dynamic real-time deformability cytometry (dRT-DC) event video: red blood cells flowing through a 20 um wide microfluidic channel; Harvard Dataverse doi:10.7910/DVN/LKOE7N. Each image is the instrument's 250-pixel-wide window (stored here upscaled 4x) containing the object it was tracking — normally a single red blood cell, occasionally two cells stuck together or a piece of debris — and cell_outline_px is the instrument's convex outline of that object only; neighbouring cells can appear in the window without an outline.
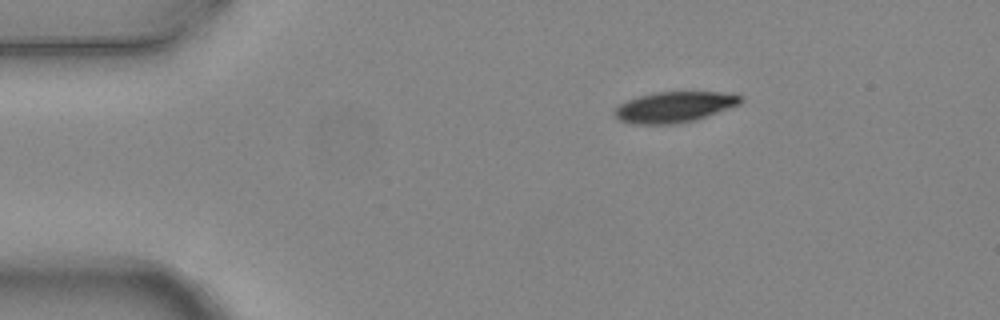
{"species": "common noctule bat (a hibernating species)", "species_latin": "Nyctalus noctula", "temperature_condition": "warm", "stored_images_in_passage": 3, "camera_frame_rate_fps": 3000, "um_per_image_px": 0.085, "animal": {"sex": "female", "body_mass_g": 24.6, "forearm_length_mm": 56.2}, "frame": {"image": 1, "passage_image": 1, "time_ms": 0.0, "image_size_px": [1000, 320], "cell_outline_px": [[744, 100], [740, 104], [696, 120], [676, 124], [636, 124], [620, 120], [612, 112], [620, 104], [628, 100], [640, 96], [656, 92], [732, 92], [740, 96]], "centroid_in_image_um": [57.36, 9.09], "position_along_channel_um": 27.6, "area_um2": 22.54}}
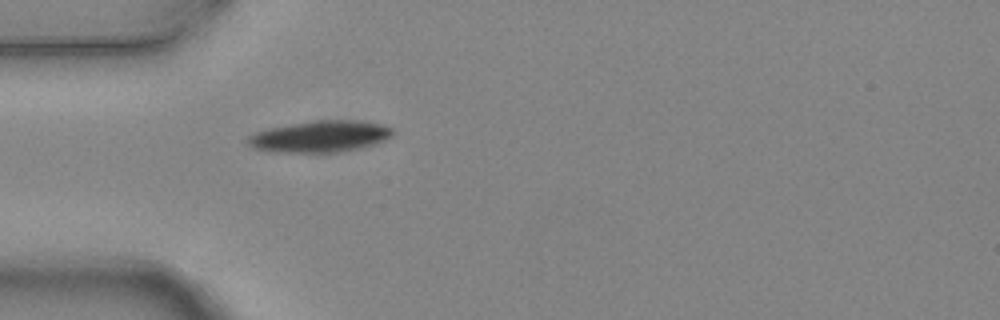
{"frame": {"image": 2, "passage_image": 3, "time_ms": 0.667, "image_size_px": [1000, 320], "cell_outline_px": [[396, 132], [392, 136], [384, 140], [372, 144], [356, 148], [336, 152], [268, 152], [252, 148], [248, 144], [248, 136], [256, 132], [268, 128], [316, 120], [352, 120], [380, 124], [392, 128]], "centroid_in_image_um": [27.17, 11.6], "position_along_channel_um": 57.8, "area_um2": 26.36}}